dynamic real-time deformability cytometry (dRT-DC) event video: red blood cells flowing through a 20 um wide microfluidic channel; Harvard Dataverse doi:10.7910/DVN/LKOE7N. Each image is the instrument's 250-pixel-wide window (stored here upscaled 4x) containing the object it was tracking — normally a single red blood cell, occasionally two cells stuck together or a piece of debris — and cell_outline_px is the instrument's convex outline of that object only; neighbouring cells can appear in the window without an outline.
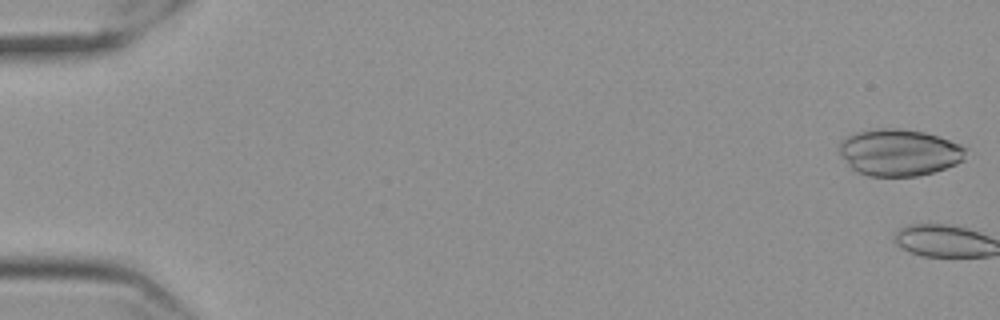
{"species": "Egyptian fruit bat (a non-hibernating species)", "species_latin": "Rousettus aegyptiacus", "temperature_condition": "cold", "stored_images_in_passage": 3, "camera_frame_rate_fps": 3000, "um_per_image_px": 0.085, "frame": {"image": 1, "passage_image": 1, "time_ms": 0.0, "image_size_px": [1000, 320], "cell_outline_px": [[968, 148], [964, 160], [956, 164], [932, 172], [916, 176], [868, 176], [856, 172], [848, 164], [840, 152], [840, 140], [856, 132], [880, 128], [900, 128], [924, 132], [960, 144]], "centroid_in_image_um": [76.44, 12.96], "position_along_channel_um": 8.6, "area_um2": 34.39}}